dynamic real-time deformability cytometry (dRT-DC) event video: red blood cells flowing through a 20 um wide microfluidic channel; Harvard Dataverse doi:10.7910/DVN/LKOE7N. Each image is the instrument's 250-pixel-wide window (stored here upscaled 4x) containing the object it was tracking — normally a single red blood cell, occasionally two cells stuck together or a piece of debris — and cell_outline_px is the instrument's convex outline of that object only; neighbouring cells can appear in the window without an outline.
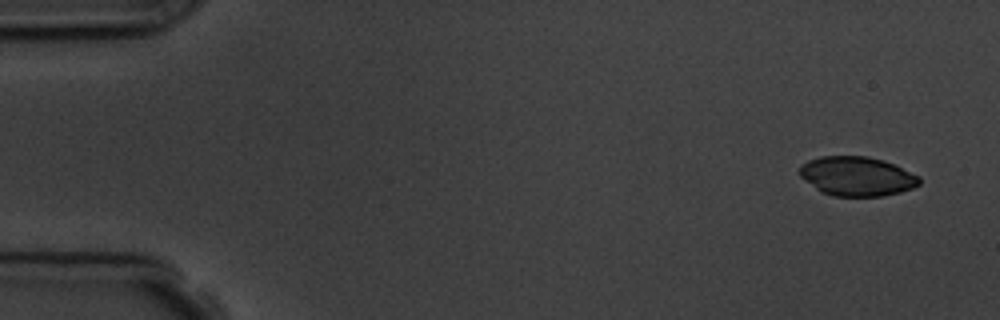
{"species": "common noctule bat (a hibernating species)", "species_latin": "Nyctalus noctula", "temperature_condition": "room temperature", "stored_images_in_passage": 7, "camera_frame_rate_fps": 3000, "um_per_image_px": 0.085, "animal": {"sex": "male", "body_mass_g": 19.5, "forearm_length_mm": 54.6}, "frame": {"image": 1, "passage_image": 1, "time_ms": 0.0, "image_size_px": [1000, 320], "cell_outline_px": [[920, 184], [912, 188], [900, 192], [880, 196], [832, 196], [816, 188], [800, 176], [800, 168], [808, 160], [820, 156], [868, 156], [884, 160], [920, 176]], "centroid_in_image_um": [72.86, 14.97], "position_along_channel_um": 12.1, "area_um2": 27.22}}